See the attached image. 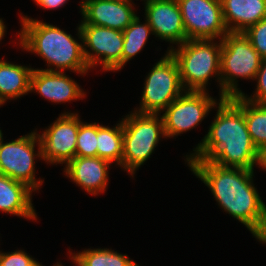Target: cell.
<instances>
[{"label":"cell","instance_id":"cell-18","mask_svg":"<svg viewBox=\"0 0 266 266\" xmlns=\"http://www.w3.org/2000/svg\"><path fill=\"white\" fill-rule=\"evenodd\" d=\"M32 191L26 184L0 174V211L37 220Z\"/></svg>","mask_w":266,"mask_h":266},{"label":"cell","instance_id":"cell-27","mask_svg":"<svg viewBox=\"0 0 266 266\" xmlns=\"http://www.w3.org/2000/svg\"><path fill=\"white\" fill-rule=\"evenodd\" d=\"M255 79L257 80L256 91L248 97L243 93L241 96L250 102L256 104H266V58L262 59L261 66L256 74Z\"/></svg>","mask_w":266,"mask_h":266},{"label":"cell","instance_id":"cell-8","mask_svg":"<svg viewBox=\"0 0 266 266\" xmlns=\"http://www.w3.org/2000/svg\"><path fill=\"white\" fill-rule=\"evenodd\" d=\"M38 151L35 153V145ZM35 157L43 158L37 130L13 141L0 139V174L26 184L33 191L39 190L43 181L35 178Z\"/></svg>","mask_w":266,"mask_h":266},{"label":"cell","instance_id":"cell-6","mask_svg":"<svg viewBox=\"0 0 266 266\" xmlns=\"http://www.w3.org/2000/svg\"><path fill=\"white\" fill-rule=\"evenodd\" d=\"M160 116V117H159ZM122 168L133 177L150 158L161 136L166 137L160 114L132 112L122 118Z\"/></svg>","mask_w":266,"mask_h":266},{"label":"cell","instance_id":"cell-9","mask_svg":"<svg viewBox=\"0 0 266 266\" xmlns=\"http://www.w3.org/2000/svg\"><path fill=\"white\" fill-rule=\"evenodd\" d=\"M77 28L78 38L83 43L84 58L90 69L99 64L103 67L102 71L122 69L123 31L91 24H80Z\"/></svg>","mask_w":266,"mask_h":266},{"label":"cell","instance_id":"cell-10","mask_svg":"<svg viewBox=\"0 0 266 266\" xmlns=\"http://www.w3.org/2000/svg\"><path fill=\"white\" fill-rule=\"evenodd\" d=\"M188 40L222 38L229 32L221 0H177Z\"/></svg>","mask_w":266,"mask_h":266},{"label":"cell","instance_id":"cell-30","mask_svg":"<svg viewBox=\"0 0 266 266\" xmlns=\"http://www.w3.org/2000/svg\"><path fill=\"white\" fill-rule=\"evenodd\" d=\"M263 170L265 169L266 171V152L263 154V159H262V167Z\"/></svg>","mask_w":266,"mask_h":266},{"label":"cell","instance_id":"cell-29","mask_svg":"<svg viewBox=\"0 0 266 266\" xmlns=\"http://www.w3.org/2000/svg\"><path fill=\"white\" fill-rule=\"evenodd\" d=\"M5 30H6V26L4 25L2 18H0V41L5 35V32H6Z\"/></svg>","mask_w":266,"mask_h":266},{"label":"cell","instance_id":"cell-1","mask_svg":"<svg viewBox=\"0 0 266 266\" xmlns=\"http://www.w3.org/2000/svg\"><path fill=\"white\" fill-rule=\"evenodd\" d=\"M186 162L209 187L218 205L266 244V205L253 184L254 170L221 167L205 159Z\"/></svg>","mask_w":266,"mask_h":266},{"label":"cell","instance_id":"cell-13","mask_svg":"<svg viewBox=\"0 0 266 266\" xmlns=\"http://www.w3.org/2000/svg\"><path fill=\"white\" fill-rule=\"evenodd\" d=\"M144 2L145 19L153 35L178 46L188 40L177 0H146Z\"/></svg>","mask_w":266,"mask_h":266},{"label":"cell","instance_id":"cell-2","mask_svg":"<svg viewBox=\"0 0 266 266\" xmlns=\"http://www.w3.org/2000/svg\"><path fill=\"white\" fill-rule=\"evenodd\" d=\"M208 133L186 159H205L221 167L254 170L263 155L254 145L244 117V98L220 99Z\"/></svg>","mask_w":266,"mask_h":266},{"label":"cell","instance_id":"cell-11","mask_svg":"<svg viewBox=\"0 0 266 266\" xmlns=\"http://www.w3.org/2000/svg\"><path fill=\"white\" fill-rule=\"evenodd\" d=\"M216 101L208 92L185 91L161 115L166 138L195 128L218 105Z\"/></svg>","mask_w":266,"mask_h":266},{"label":"cell","instance_id":"cell-7","mask_svg":"<svg viewBox=\"0 0 266 266\" xmlns=\"http://www.w3.org/2000/svg\"><path fill=\"white\" fill-rule=\"evenodd\" d=\"M185 92L175 58L167 52L146 77L139 113L161 114L177 97Z\"/></svg>","mask_w":266,"mask_h":266},{"label":"cell","instance_id":"cell-14","mask_svg":"<svg viewBox=\"0 0 266 266\" xmlns=\"http://www.w3.org/2000/svg\"><path fill=\"white\" fill-rule=\"evenodd\" d=\"M132 3V0H83L81 24L124 31L137 16Z\"/></svg>","mask_w":266,"mask_h":266},{"label":"cell","instance_id":"cell-16","mask_svg":"<svg viewBox=\"0 0 266 266\" xmlns=\"http://www.w3.org/2000/svg\"><path fill=\"white\" fill-rule=\"evenodd\" d=\"M111 163L99 157L76 156L65 165V176L89 194L103 193L108 183V169Z\"/></svg>","mask_w":266,"mask_h":266},{"label":"cell","instance_id":"cell-33","mask_svg":"<svg viewBox=\"0 0 266 266\" xmlns=\"http://www.w3.org/2000/svg\"><path fill=\"white\" fill-rule=\"evenodd\" d=\"M2 136H3V133H2V131L0 130V139H1Z\"/></svg>","mask_w":266,"mask_h":266},{"label":"cell","instance_id":"cell-32","mask_svg":"<svg viewBox=\"0 0 266 266\" xmlns=\"http://www.w3.org/2000/svg\"><path fill=\"white\" fill-rule=\"evenodd\" d=\"M39 266H43L42 264H39ZM53 266H63V264H60V263H56L55 265Z\"/></svg>","mask_w":266,"mask_h":266},{"label":"cell","instance_id":"cell-4","mask_svg":"<svg viewBox=\"0 0 266 266\" xmlns=\"http://www.w3.org/2000/svg\"><path fill=\"white\" fill-rule=\"evenodd\" d=\"M217 42H219L217 44ZM186 40L177 49L167 52L177 61L181 83L185 91L207 92L209 79L218 77L220 84L221 40Z\"/></svg>","mask_w":266,"mask_h":266},{"label":"cell","instance_id":"cell-5","mask_svg":"<svg viewBox=\"0 0 266 266\" xmlns=\"http://www.w3.org/2000/svg\"><path fill=\"white\" fill-rule=\"evenodd\" d=\"M220 99L241 96L237 78L253 79L262 57L253 48L244 32H228L221 40Z\"/></svg>","mask_w":266,"mask_h":266},{"label":"cell","instance_id":"cell-26","mask_svg":"<svg viewBox=\"0 0 266 266\" xmlns=\"http://www.w3.org/2000/svg\"><path fill=\"white\" fill-rule=\"evenodd\" d=\"M39 264L25 251L16 250L11 253H1L0 251V266H39Z\"/></svg>","mask_w":266,"mask_h":266},{"label":"cell","instance_id":"cell-15","mask_svg":"<svg viewBox=\"0 0 266 266\" xmlns=\"http://www.w3.org/2000/svg\"><path fill=\"white\" fill-rule=\"evenodd\" d=\"M30 91H36L42 97L54 103H65L82 99L85 92L64 72L33 69Z\"/></svg>","mask_w":266,"mask_h":266},{"label":"cell","instance_id":"cell-20","mask_svg":"<svg viewBox=\"0 0 266 266\" xmlns=\"http://www.w3.org/2000/svg\"><path fill=\"white\" fill-rule=\"evenodd\" d=\"M123 126L122 121L110 128L97 123V157L122 166Z\"/></svg>","mask_w":266,"mask_h":266},{"label":"cell","instance_id":"cell-25","mask_svg":"<svg viewBox=\"0 0 266 266\" xmlns=\"http://www.w3.org/2000/svg\"><path fill=\"white\" fill-rule=\"evenodd\" d=\"M244 34L250 39L253 48L266 58V18L250 26Z\"/></svg>","mask_w":266,"mask_h":266},{"label":"cell","instance_id":"cell-17","mask_svg":"<svg viewBox=\"0 0 266 266\" xmlns=\"http://www.w3.org/2000/svg\"><path fill=\"white\" fill-rule=\"evenodd\" d=\"M221 4L229 32H245L266 18V0H221Z\"/></svg>","mask_w":266,"mask_h":266},{"label":"cell","instance_id":"cell-24","mask_svg":"<svg viewBox=\"0 0 266 266\" xmlns=\"http://www.w3.org/2000/svg\"><path fill=\"white\" fill-rule=\"evenodd\" d=\"M76 156L97 157V123L82 122L79 118Z\"/></svg>","mask_w":266,"mask_h":266},{"label":"cell","instance_id":"cell-12","mask_svg":"<svg viewBox=\"0 0 266 266\" xmlns=\"http://www.w3.org/2000/svg\"><path fill=\"white\" fill-rule=\"evenodd\" d=\"M60 115L42 134H38L43 155L41 160L67 165L76 157L79 116L70 112Z\"/></svg>","mask_w":266,"mask_h":266},{"label":"cell","instance_id":"cell-21","mask_svg":"<svg viewBox=\"0 0 266 266\" xmlns=\"http://www.w3.org/2000/svg\"><path fill=\"white\" fill-rule=\"evenodd\" d=\"M70 260L76 266H136V262L129 259L128 255L117 253L112 249L97 248L85 249L82 252L69 253Z\"/></svg>","mask_w":266,"mask_h":266},{"label":"cell","instance_id":"cell-31","mask_svg":"<svg viewBox=\"0 0 266 266\" xmlns=\"http://www.w3.org/2000/svg\"><path fill=\"white\" fill-rule=\"evenodd\" d=\"M6 101L4 100V98L0 95V107L1 105H3Z\"/></svg>","mask_w":266,"mask_h":266},{"label":"cell","instance_id":"cell-22","mask_svg":"<svg viewBox=\"0 0 266 266\" xmlns=\"http://www.w3.org/2000/svg\"><path fill=\"white\" fill-rule=\"evenodd\" d=\"M244 117L251 139L263 155L266 152V104L244 99Z\"/></svg>","mask_w":266,"mask_h":266},{"label":"cell","instance_id":"cell-19","mask_svg":"<svg viewBox=\"0 0 266 266\" xmlns=\"http://www.w3.org/2000/svg\"><path fill=\"white\" fill-rule=\"evenodd\" d=\"M32 67L16 65L0 60V95L5 101L28 94L31 85Z\"/></svg>","mask_w":266,"mask_h":266},{"label":"cell","instance_id":"cell-28","mask_svg":"<svg viewBox=\"0 0 266 266\" xmlns=\"http://www.w3.org/2000/svg\"><path fill=\"white\" fill-rule=\"evenodd\" d=\"M37 5H39L43 9H56L58 7L63 6L68 0H33Z\"/></svg>","mask_w":266,"mask_h":266},{"label":"cell","instance_id":"cell-23","mask_svg":"<svg viewBox=\"0 0 266 266\" xmlns=\"http://www.w3.org/2000/svg\"><path fill=\"white\" fill-rule=\"evenodd\" d=\"M153 35V31L145 20L140 22L139 16H136L131 24L123 31L124 44L122 49V67L136 56L144 48L148 36Z\"/></svg>","mask_w":266,"mask_h":266},{"label":"cell","instance_id":"cell-3","mask_svg":"<svg viewBox=\"0 0 266 266\" xmlns=\"http://www.w3.org/2000/svg\"><path fill=\"white\" fill-rule=\"evenodd\" d=\"M20 19V47L43 58L48 67H55L41 70L64 72L66 69L83 76L91 70L84 58L83 44L71 34L55 25L28 18L27 15L24 17L21 14Z\"/></svg>","mask_w":266,"mask_h":266}]
</instances>
